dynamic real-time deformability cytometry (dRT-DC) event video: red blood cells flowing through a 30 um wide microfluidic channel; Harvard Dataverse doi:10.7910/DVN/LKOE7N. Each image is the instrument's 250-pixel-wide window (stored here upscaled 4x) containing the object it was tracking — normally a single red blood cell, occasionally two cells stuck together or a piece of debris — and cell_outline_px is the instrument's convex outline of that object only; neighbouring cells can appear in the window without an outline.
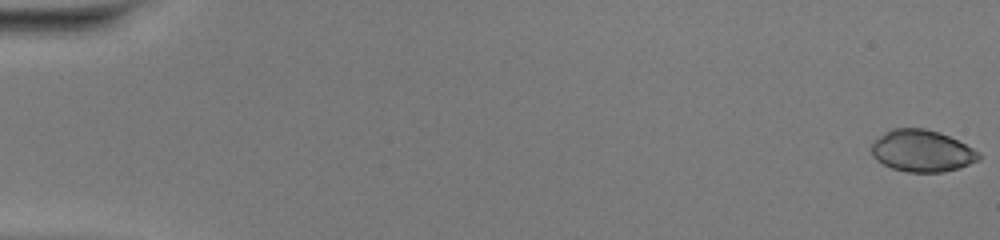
{"species": "common noctule bat (a hibernating species)", "species_latin": "Nyctalus noctula", "temperature_condition": "warm", "stored_images_in_passage": 50, "camera_frame_rate_fps": 3000, "um_per_image_px": 0.085, "animal": {"sex": "female", "body_mass_g": 20.0, "forearm_length_mm": 54.0}, "frame": {"image": 1, "passage_image": 1, "time_ms": 0.0, "image_size_px": [1000, 240], "cell_outline_px": [[980, 160], [960, 168], [944, 172], [908, 172], [892, 168], [876, 160], [872, 156], [872, 144], [884, 132], [892, 128], [924, 128], [940, 132], [980, 152]], "centroid_in_image_um": [78.37, 12.83], "position_along_channel_um": 6.6, "area_um2": 26.13}}
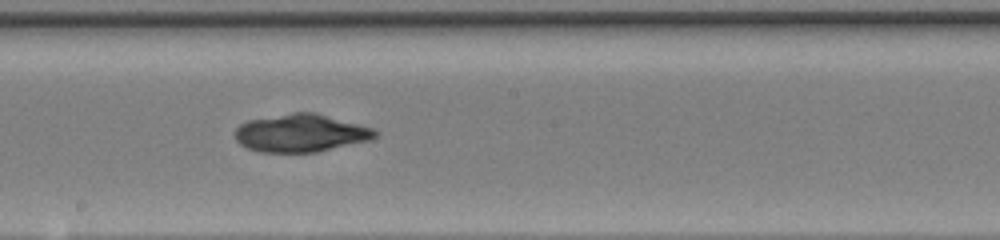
{"frame": {"image": 2, "passage_image": 29, "time_ms": 9.333, "image_size_px": [1000, 240], "cell_outline_px": [[380, 132], [372, 140], [316, 152], [260, 152], [248, 148], [240, 144], [236, 140], [236, 128], [240, 124], [248, 120], [292, 112], [316, 112], [372, 128]], "centroid_in_image_um": [25.59, 11.31], "position_along_channel_um": 222.6, "area_um2": 30.92}}
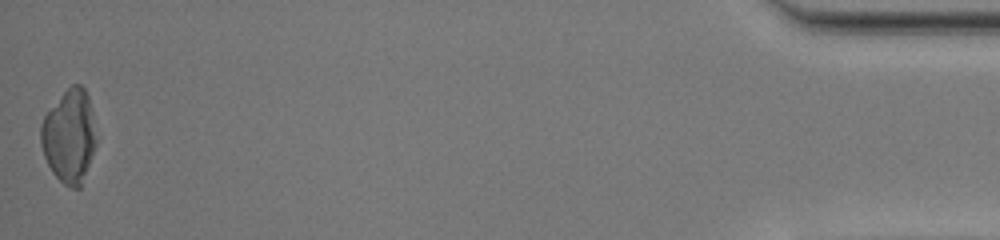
{"frame": {"image": 3, "passage_image": 50, "time_ms": 16.333, "image_size_px": [1000, 240], "cell_outline_px": [[96, 144], [80, 188], [72, 188], [64, 184], [52, 172], [44, 156], [40, 144], [40, 124], [44, 116], [64, 92], [72, 84], [80, 84], [84, 88], [88, 96], [96, 140]], "centroid_in_image_um": [5.86, 11.59], "position_along_channel_um": 429.3, "area_um2": 29.65}}